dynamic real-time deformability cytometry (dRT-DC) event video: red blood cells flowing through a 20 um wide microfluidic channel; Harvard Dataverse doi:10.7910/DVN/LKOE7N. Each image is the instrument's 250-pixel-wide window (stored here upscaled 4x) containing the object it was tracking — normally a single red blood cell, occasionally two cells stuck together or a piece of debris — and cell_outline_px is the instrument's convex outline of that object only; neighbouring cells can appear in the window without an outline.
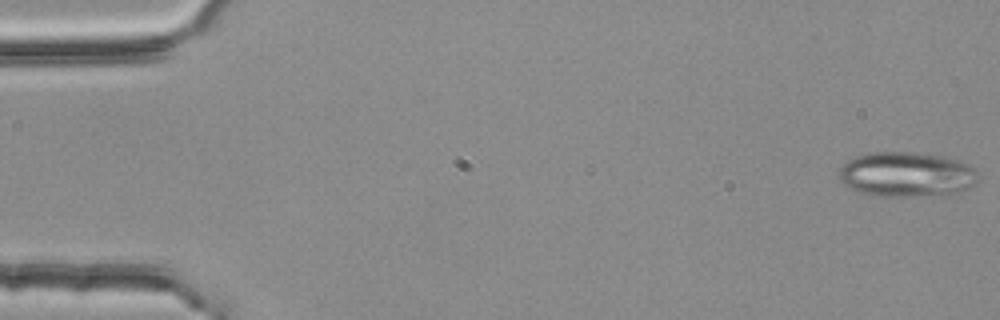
{"species": "common noctule bat (a hibernating species)", "species_latin": "Nyctalus noctula", "temperature_condition": "room temperature", "stored_images_in_passage": 4, "camera_frame_rate_fps": 3000, "um_per_image_px": 0.085, "animal": {"sex": "female", "body_mass_g": 25.1}, "frame": {"image": 1, "passage_image": 1, "time_ms": 0.0, "image_size_px": [1000, 320], "cell_outline_px": [[976, 180], [968, 188], [956, 192], [896, 196], [884, 196], [856, 192], [848, 188], [836, 176], [840, 168], [852, 156], [872, 152], [912, 152], [944, 156], [968, 164], [976, 172]], "centroid_in_image_um": [76.94, 14.8], "position_along_channel_um": 8.1, "area_um2": 35.95}}